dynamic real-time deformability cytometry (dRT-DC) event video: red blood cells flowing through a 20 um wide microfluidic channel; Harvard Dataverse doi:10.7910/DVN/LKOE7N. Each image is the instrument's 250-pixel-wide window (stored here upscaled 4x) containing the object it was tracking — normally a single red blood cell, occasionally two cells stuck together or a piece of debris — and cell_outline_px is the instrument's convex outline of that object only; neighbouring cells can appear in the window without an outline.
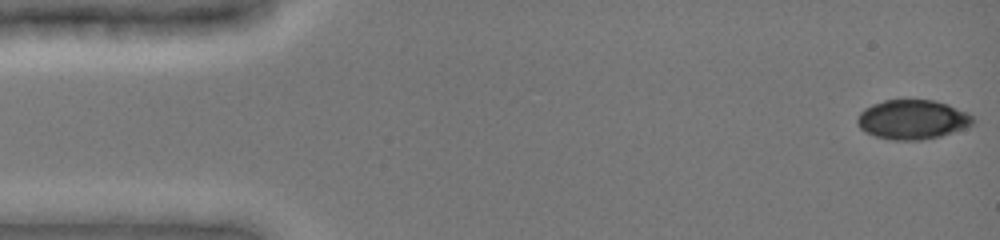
{"species": "common noctule bat (a hibernating species)", "species_latin": "Nyctalus noctula", "temperature_condition": "cold", "stored_images_in_passage": 48, "camera_frame_rate_fps": 3000, "um_per_image_px": 0.085, "animal": {"sex": "female", "body_mass_g": 19.0, "forearm_length_mm": 51.5}, "frame": {"image": 1, "passage_image": 1, "time_ms": 0.0, "image_size_px": [1000, 240], "cell_outline_px": [[972, 124], [964, 128], [940, 136], [920, 140], [892, 140], [876, 136], [864, 132], [860, 128], [856, 120], [860, 112], [864, 108], [872, 104], [884, 100], [936, 100], [948, 104], [968, 112], [972, 116]], "centroid_in_image_um": [77.53, 10.15], "position_along_channel_um": 7.5, "area_um2": 26.53}}
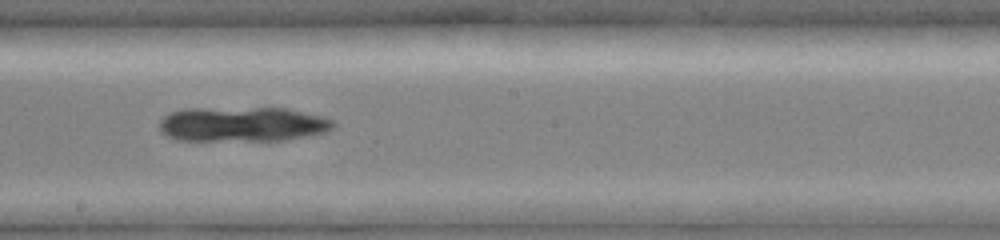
{"frame": {"image": 2, "passage_image": 27, "time_ms": 8.667, "image_size_px": [1000, 240], "cell_outline_px": [[336, 124], [332, 128], [324, 132], [284, 140], [176, 140], [160, 132], [160, 120], [164, 116], [172, 112], [184, 108], [288, 108], [320, 116], [332, 120]], "centroid_in_image_um": [20.57, 10.55], "position_along_channel_um": 227.6, "area_um2": 35.08}}
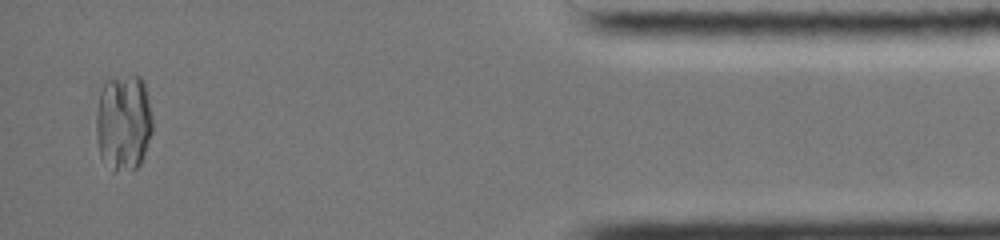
{"frame": {"image": 3, "passage_image": 46, "time_ms": 15.0, "image_size_px": [1000, 240], "cell_outline_px": [[152, 132], [140, 164], [132, 172], [112, 172], [100, 156], [96, 136], [96, 112], [100, 92], [104, 80], [108, 76], [140, 76], [144, 80], [152, 120]], "centroid_in_image_um": [10.47, 10.42], "position_along_channel_um": 424.7, "area_um2": 32.54}}